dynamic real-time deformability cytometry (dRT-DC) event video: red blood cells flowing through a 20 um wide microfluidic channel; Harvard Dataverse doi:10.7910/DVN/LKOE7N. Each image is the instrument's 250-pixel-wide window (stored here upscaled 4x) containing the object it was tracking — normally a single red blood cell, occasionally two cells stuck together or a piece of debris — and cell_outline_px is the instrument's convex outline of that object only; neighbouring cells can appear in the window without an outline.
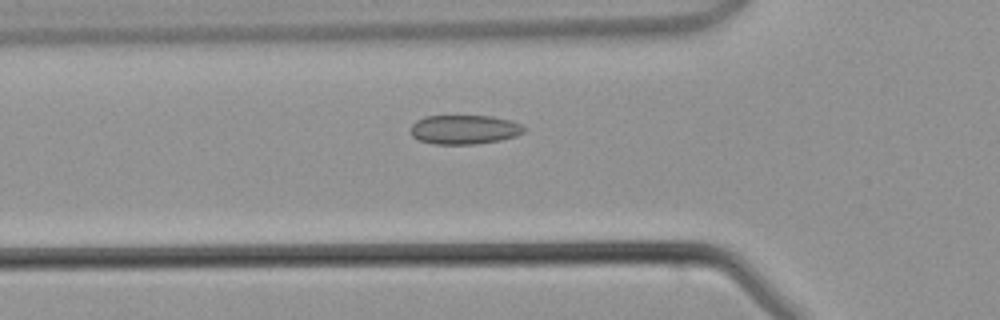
{"species": "common noctule bat (a hibernating species)", "species_latin": "Nyctalus noctula", "temperature_condition": "warm", "stored_images_in_passage": 44, "camera_frame_rate_fps": 3000, "um_per_image_px": 0.085, "animal": {"sex": "male", "body_mass_g": 21.5, "forearm_length_mm": 52.0}, "frame": {"image": 1, "passage_image": 14, "time_ms": 4.333, "image_size_px": [1000, 320], "cell_outline_px": [[528, 128], [524, 132], [516, 136], [500, 140], [476, 144], [432, 144], [420, 140], [412, 136], [412, 124], [416, 120], [424, 116], [492, 116], [512, 120]], "centroid_in_image_um": [39.51, 11.01], "position_along_channel_um": 86.3, "area_um2": 19.42}}
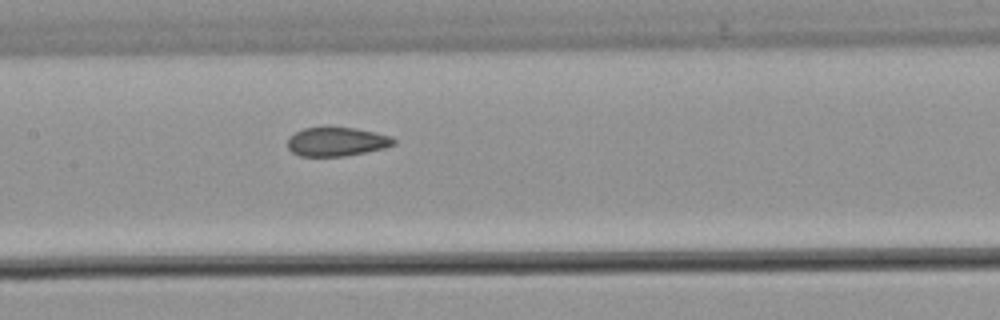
{"frame": {"image": 2, "passage_image": 20, "time_ms": 6.333, "image_size_px": [1000, 320], "cell_outline_px": [[396, 144], [384, 148], [344, 156], [300, 156], [292, 152], [288, 148], [288, 136], [304, 128], [328, 124], [356, 128], [392, 136], [396, 140]], "centroid_in_image_um": [28.6, 12.0], "position_along_channel_um": 178.8, "area_um2": 18.5}}
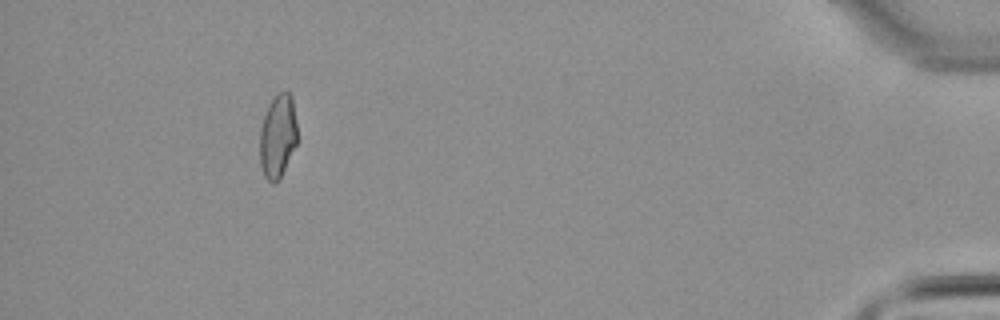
{"frame": {"image": 3, "passage_image": 40, "time_ms": 13.0, "image_size_px": [1000, 320], "cell_outline_px": [[296, 144], [280, 176], [272, 184], [264, 176], [260, 164], [260, 128], [268, 104], [280, 92], [288, 92], [292, 96], [296, 124]], "centroid_in_image_um": [23.59, 11.56], "position_along_channel_um": 411.6, "area_um2": 17.8}}